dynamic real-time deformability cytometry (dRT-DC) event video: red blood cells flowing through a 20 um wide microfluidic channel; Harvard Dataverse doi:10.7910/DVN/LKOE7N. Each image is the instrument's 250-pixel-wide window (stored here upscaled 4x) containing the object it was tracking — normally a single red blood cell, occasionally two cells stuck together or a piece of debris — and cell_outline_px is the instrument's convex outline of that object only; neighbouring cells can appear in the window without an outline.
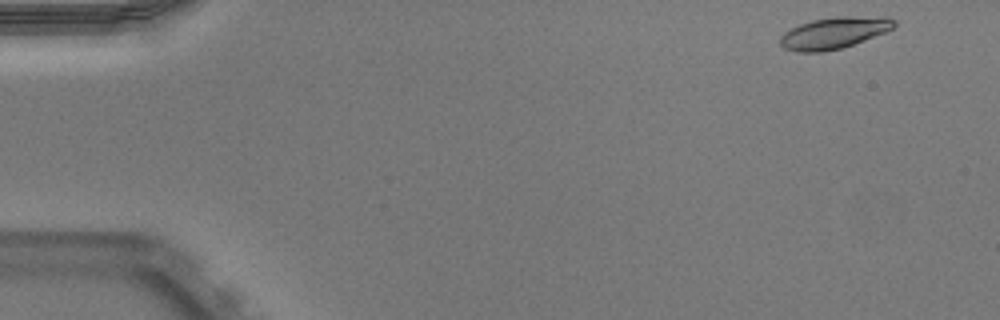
{"species": "Egyptian fruit bat (a non-hibernating species)", "species_latin": "Rousettus aegyptiacus", "temperature_condition": "warm", "stored_images_in_passage": 49, "camera_frame_rate_fps": 3000, "um_per_image_px": 0.085, "animal": {"sex": "male"}, "frame": {"image": 1, "passage_image": 1, "time_ms": 0.0, "image_size_px": [1000, 320], "cell_outline_px": [[896, 24], [892, 28], [884, 32], [864, 40], [840, 48], [820, 52], [796, 52], [784, 48], [780, 44], [780, 36], [784, 32], [800, 24], [812, 20], [836, 16], [888, 16], [896, 20]], "centroid_in_image_um": [70.9, 2.78], "position_along_channel_um": 14.1, "area_um2": 20.92}}
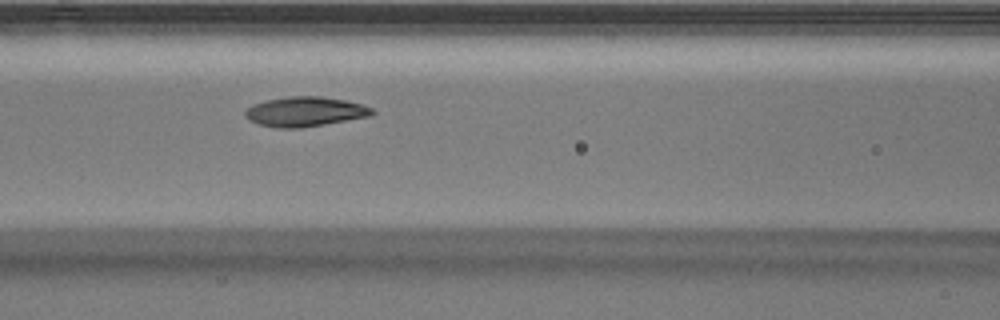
{"frame": {"image": 2, "passage_image": 20, "time_ms": 6.333, "image_size_px": [1000, 320], "cell_outline_px": [[376, 112], [372, 116], [300, 128], [276, 128], [260, 124], [244, 116], [244, 112], [248, 108], [256, 104], [268, 100], [292, 96], [320, 96], [344, 100], [364, 104], [372, 108]], "centroid_in_image_um": [26.0, 9.49], "position_along_channel_um": 140.6, "area_um2": 21.79}}
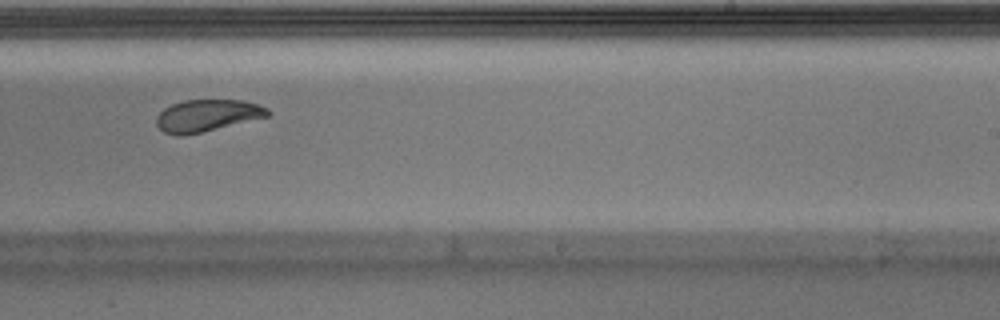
{"frame": {"image": 3, "passage_image": 30, "time_ms": 9.667, "image_size_px": [1000, 320], "cell_outline_px": [[272, 112], [268, 116], [200, 132], [180, 136], [176, 136], [164, 132], [156, 124], [156, 116], [164, 108], [172, 104], [184, 100], [240, 100], [256, 104], [268, 108]], "centroid_in_image_um": [17.57, 9.81], "position_along_channel_um": 271.4, "area_um2": 20.46}, "authors_computed_cell_mechanics": {"area_um2": 21.5016, "velocity_mm_per_s": 3.9305, "shape_relaxation_time_tau1_ms": 3.2816, "shape_relaxation_time_tau2_ms": 2.5633, "deformation_change_tau1": 0.1722, "deformation_change_tau2": 0.0886}}